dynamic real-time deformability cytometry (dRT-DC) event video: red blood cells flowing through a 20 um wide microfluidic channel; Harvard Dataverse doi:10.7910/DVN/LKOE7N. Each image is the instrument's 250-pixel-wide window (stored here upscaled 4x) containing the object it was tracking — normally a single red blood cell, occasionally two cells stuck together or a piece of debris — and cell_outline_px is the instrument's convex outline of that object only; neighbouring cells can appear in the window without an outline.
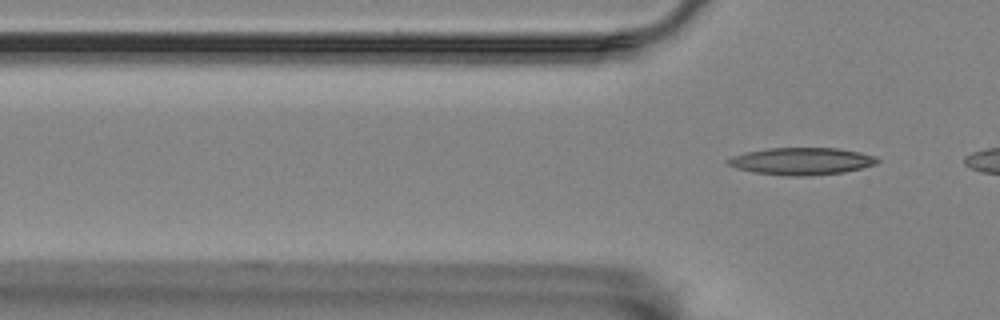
{"species": "Egyptian fruit bat (a non-hibernating species)", "species_latin": "Rousettus aegyptiacus", "temperature_condition": "room temperature", "stored_images_in_passage": 3, "camera_frame_rate_fps": 3000, "um_per_image_px": 0.085, "animal": {"sex": "female"}, "frame": {"image": 1, "passage_image": 3, "time_ms": 0.667, "image_size_px": [1000, 320], "cell_outline_px": [[880, 160], [876, 164], [844, 172], [808, 176], [784, 176], [756, 172], [736, 168], [728, 164], [724, 160], [732, 156], [744, 152], [768, 148], [840, 148], [860, 152], [876, 156]], "centroid_in_image_um": [68.13, 13.7], "position_along_channel_um": 57.7, "area_um2": 23.81}}